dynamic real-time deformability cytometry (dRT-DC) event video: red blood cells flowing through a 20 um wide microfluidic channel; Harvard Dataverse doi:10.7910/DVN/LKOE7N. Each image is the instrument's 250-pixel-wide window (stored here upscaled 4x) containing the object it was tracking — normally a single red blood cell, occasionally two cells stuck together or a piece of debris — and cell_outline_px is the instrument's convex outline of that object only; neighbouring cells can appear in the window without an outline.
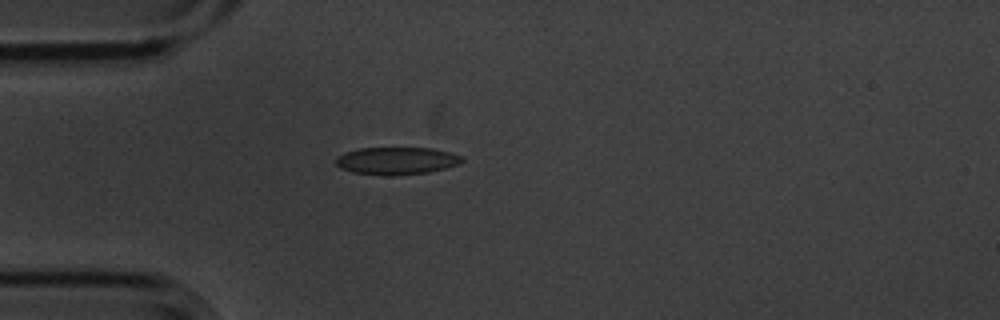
{"species": "common noctule bat (a hibernating species)", "species_latin": "Nyctalus noctula", "temperature_condition": "cold", "stored_images_in_passage": 1, "camera_frame_rate_fps": 3000, "um_per_image_px": 0.085, "animal": {"sex": "male", "body_mass_g": 20.1, "forearm_length_mm": 53.5}, "frame": {"image": 1, "passage_image": 1, "time_ms": 0.0, "image_size_px": [1000, 320], "cell_outline_px": [[464, 160], [456, 164], [444, 168], [428, 172], [392, 176], [388, 176], [352, 172], [340, 168], [336, 164], [336, 156], [344, 152], [360, 148], [432, 148], [448, 152], [460, 156]], "centroid_in_image_um": [33.64, 13.67], "position_along_channel_um": 51.4, "area_um2": 20.06}}